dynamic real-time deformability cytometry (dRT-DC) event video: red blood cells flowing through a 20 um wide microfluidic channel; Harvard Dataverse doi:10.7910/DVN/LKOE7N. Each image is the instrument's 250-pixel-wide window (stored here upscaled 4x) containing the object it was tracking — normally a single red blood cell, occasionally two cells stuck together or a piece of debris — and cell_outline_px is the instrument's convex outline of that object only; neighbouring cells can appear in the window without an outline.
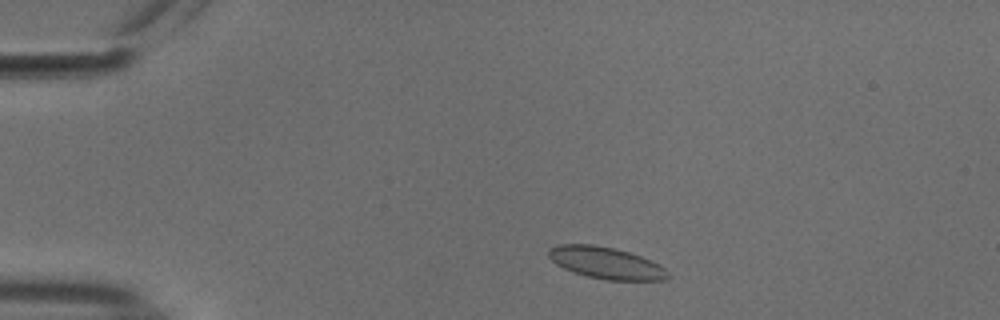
{"species": "common noctule bat (a hibernating species)", "species_latin": "Nyctalus noctula", "temperature_condition": "cold", "stored_images_in_passage": 48, "camera_frame_rate_fps": 3000, "um_per_image_px": 0.085, "animal": {"sex": "male", "body_mass_g": 18.8}, "frame": {"image": 1, "passage_image": 5, "time_ms": 1.333, "image_size_px": [1000, 320], "cell_outline_px": [[668, 276], [664, 280], [608, 280], [588, 276], [572, 272], [556, 264], [548, 256], [548, 248], [556, 244], [592, 244], [616, 248], [652, 260], [660, 264], [668, 272]], "centroid_in_image_um": [51.49, 22.33], "position_along_channel_um": 33.5, "area_um2": 22.14}}
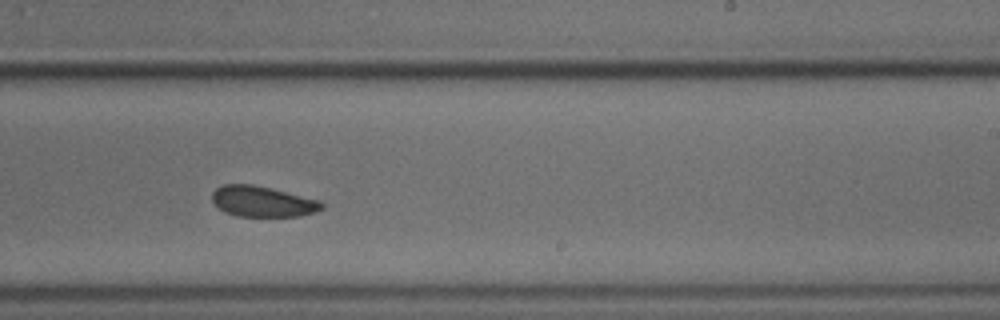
{"frame": {"image": 2, "passage_image": 28, "time_ms": 9.0, "image_size_px": [1000, 320], "cell_outline_px": [[324, 208], [316, 212], [300, 216], [236, 216], [224, 212], [212, 200], [212, 192], [216, 188], [224, 184], [252, 184], [320, 200], [324, 204]], "centroid_in_image_um": [22.32, 17.13], "position_along_channel_um": 266.7, "area_um2": 19.54}}
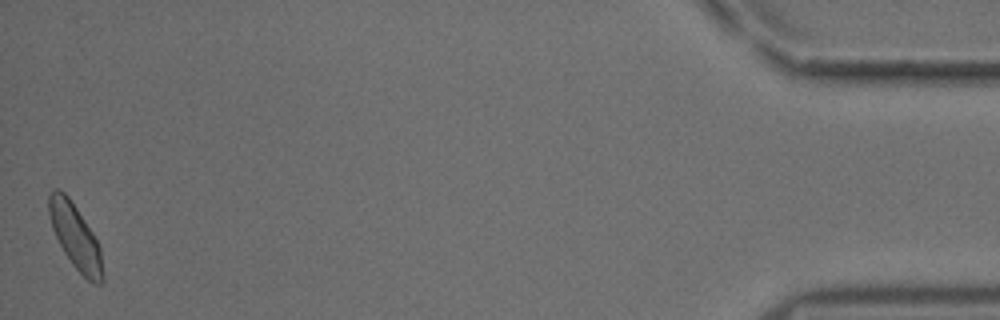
{"frame": {"image": 3, "passage_image": 48, "time_ms": 15.667, "image_size_px": [1000, 320], "cell_outline_px": [[104, 280], [100, 284], [92, 284], [72, 264], [64, 252], [52, 228], [48, 212], [48, 196], [52, 188], [60, 188], [68, 196], [92, 232], [100, 248], [104, 276]], "centroid_in_image_um": [6.39, 20.11], "position_along_channel_um": 428.8, "area_um2": 20.17}, "authors_computed_cell_mechanics": {"area_um2": 20.519, "velocity_mm_per_s": 3.7181, "shape_relaxation_time_tau1_ms": null, "shape_relaxation_time_tau2_ms": 2.5831, "deformation_change_tau1": null, "deformation_change_tau2": 0.0664}}